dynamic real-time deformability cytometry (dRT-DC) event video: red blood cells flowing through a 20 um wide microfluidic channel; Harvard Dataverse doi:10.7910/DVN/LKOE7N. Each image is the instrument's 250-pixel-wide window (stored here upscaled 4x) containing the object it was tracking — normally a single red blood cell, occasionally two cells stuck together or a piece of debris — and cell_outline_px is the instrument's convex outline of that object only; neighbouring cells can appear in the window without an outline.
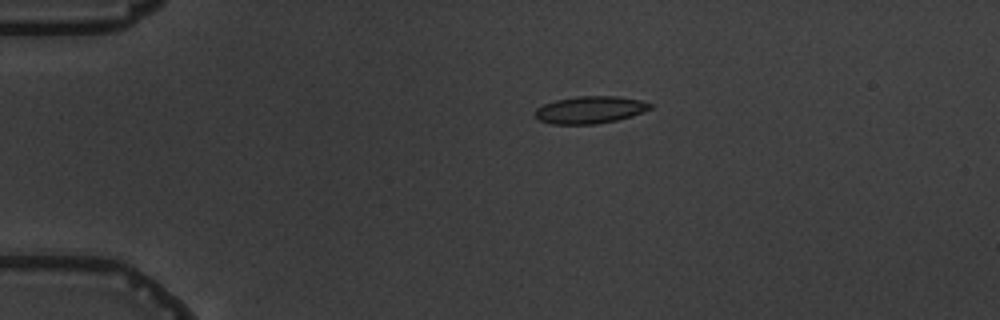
{"species": "common noctule bat (a hibernating species)", "species_latin": "Nyctalus noctula", "temperature_condition": "warm", "stored_images_in_passage": 4, "camera_frame_rate_fps": 3000, "um_per_image_px": 0.085, "animal": {"sex": "male", "body_mass_g": 19.5, "forearm_length_mm": 54.6}, "frame": {"image": 1, "passage_image": 2, "time_ms": 1.333, "image_size_px": [1000, 320], "cell_outline_px": [[652, 108], [632, 116], [616, 120], [596, 124], [552, 124], [540, 120], [532, 112], [536, 108], [544, 104], [556, 100], [576, 96], [616, 96], [640, 100], [652, 104]], "centroid_in_image_um": [50.13, 9.33], "position_along_channel_um": 34.9, "area_um2": 18.26}}
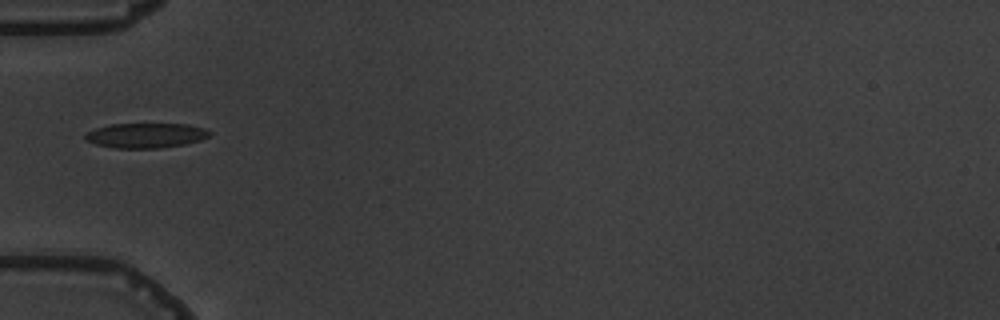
{"frame": {"image": 2, "passage_image": 4, "time_ms": 3.667, "image_size_px": [1000, 320], "cell_outline_px": [[212, 132], [208, 136], [200, 140], [184, 144], [160, 148], [116, 148], [96, 144], [84, 140], [84, 136], [88, 132], [96, 128], [108, 124], [188, 124], [204, 128]], "centroid_in_image_um": [12.38, 11.51], "position_along_channel_um": 72.6, "area_um2": 17.98}}